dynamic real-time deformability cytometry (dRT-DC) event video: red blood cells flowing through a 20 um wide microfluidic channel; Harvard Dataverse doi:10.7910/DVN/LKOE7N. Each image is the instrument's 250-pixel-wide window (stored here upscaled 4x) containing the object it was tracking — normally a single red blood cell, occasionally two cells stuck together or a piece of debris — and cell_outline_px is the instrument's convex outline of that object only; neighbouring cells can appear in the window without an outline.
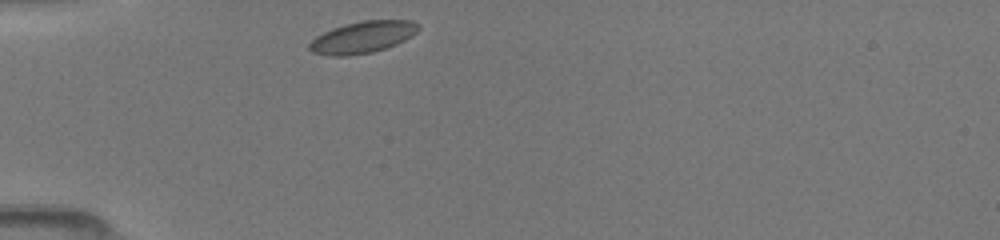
{"species": "common noctule bat (a hibernating species)", "species_latin": "Nyctalus noctula", "temperature_condition": "room temperature", "stored_images_in_passage": 36, "camera_frame_rate_fps": 3000, "um_per_image_px": 0.085, "animal": {"sex": "female", "body_mass_g": 19.5, "forearm_length_mm": 54.1}, "frame": {"image": 1, "passage_image": 1, "time_ms": 0.0, "image_size_px": [1000, 240], "cell_outline_px": [[420, 28], [416, 32], [404, 40], [396, 44], [372, 52], [348, 56], [328, 56], [312, 52], [308, 48], [308, 44], [316, 36], [332, 28], [344, 24], [364, 20], [412, 20]], "centroid_in_image_um": [30.78, 3.16], "position_along_channel_um": 54.2, "area_um2": 20.11}}
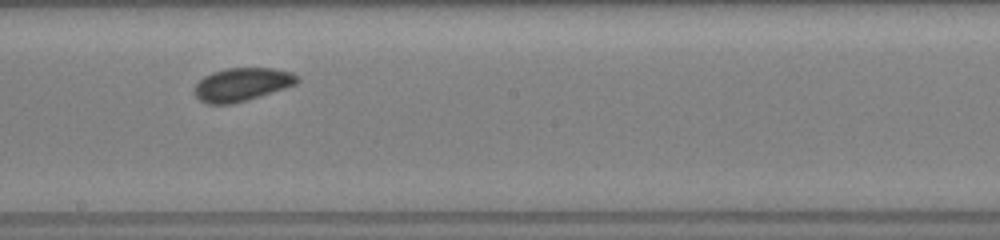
{"frame": {"image": 2, "passage_image": 15, "time_ms": 4.667, "image_size_px": [1000, 240], "cell_outline_px": [[300, 80], [296, 84], [284, 88], [232, 104], [208, 104], [200, 100], [196, 96], [196, 84], [204, 76], [212, 72], [228, 68], [276, 68], [292, 72], [300, 76]], "centroid_in_image_um": [20.6, 7.16], "position_along_channel_um": 227.6, "area_um2": 19.71}}
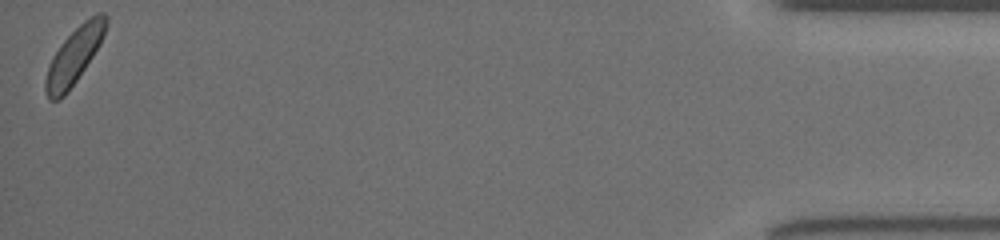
{"frame": {"image": 3, "passage_image": 36, "time_ms": 11.667, "image_size_px": [1000, 240], "cell_outline_px": [[108, 24], [104, 36], [100, 44], [68, 92], [60, 100], [48, 100], [44, 92], [44, 80], [52, 56], [60, 44], [84, 20], [96, 12], [104, 12], [108, 16]], "centroid_in_image_um": [6.3, 4.73], "position_along_channel_um": 428.9, "area_um2": 19.88}}